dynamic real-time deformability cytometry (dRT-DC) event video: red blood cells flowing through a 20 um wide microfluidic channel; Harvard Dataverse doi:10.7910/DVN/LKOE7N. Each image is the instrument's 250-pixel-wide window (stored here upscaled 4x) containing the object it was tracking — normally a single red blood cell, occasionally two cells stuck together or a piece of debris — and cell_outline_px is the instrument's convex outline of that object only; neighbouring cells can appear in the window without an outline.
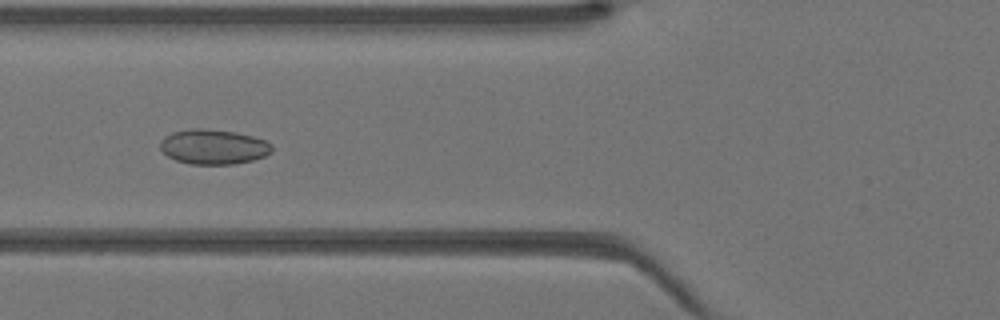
{"species": "Egyptian fruit bat (a non-hibernating species)", "species_latin": "Rousettus aegyptiacus", "temperature_condition": "warm", "stored_images_in_passage": 44, "camera_frame_rate_fps": 3000, "um_per_image_px": 0.085, "animal": {"sex": "female"}, "frame": {"image": 1, "passage_image": 17, "time_ms": 5.333, "image_size_px": [1000, 320], "cell_outline_px": [[272, 152], [264, 156], [252, 160], [232, 164], [188, 164], [176, 160], [168, 156], [160, 148], [160, 140], [164, 136], [172, 132], [196, 128], [200, 128], [236, 132], [252, 136], [264, 140], [272, 144]], "centroid_in_image_um": [18.13, 12.48], "position_along_channel_um": 107.7, "area_um2": 22.66}}
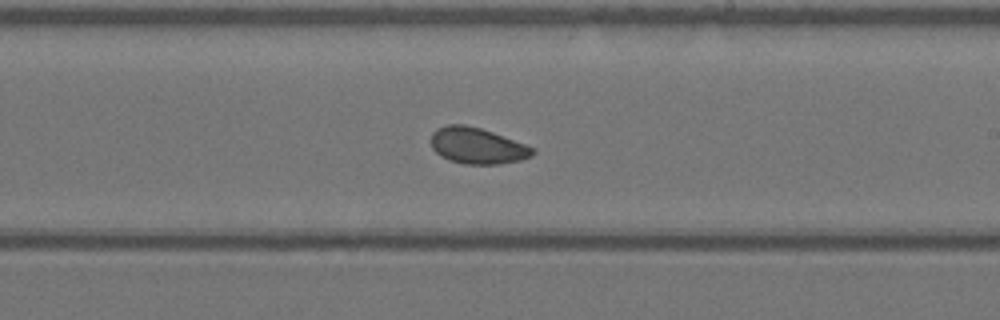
{"frame": {"image": 2, "passage_image": 26, "time_ms": 8.333, "image_size_px": [1000, 320], "cell_outline_px": [[536, 152], [532, 156], [520, 160], [500, 164], [464, 164], [448, 160], [440, 156], [432, 148], [432, 132], [436, 128], [448, 124], [464, 124], [480, 128], [492, 132], [524, 144], [532, 148]], "centroid_in_image_um": [40.53, 12.39], "position_along_channel_um": 248.5, "area_um2": 21.33}}
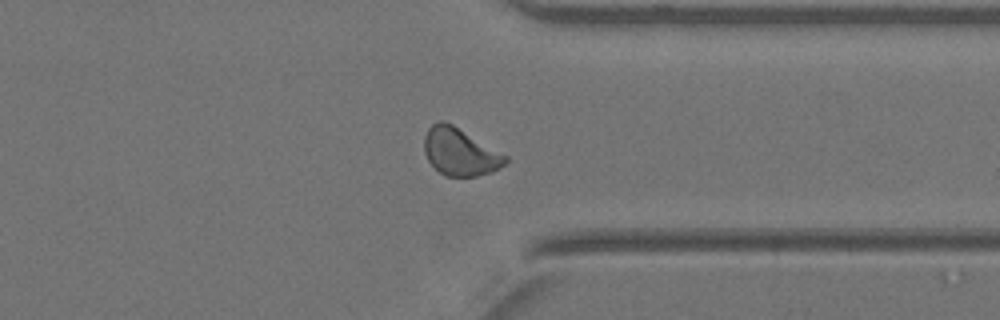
{"frame": {"image": 3, "passage_image": 34, "time_ms": 11.0, "image_size_px": [1000, 320], "cell_outline_px": [[508, 160], [500, 168], [492, 172], [476, 176], [444, 176], [428, 160], [424, 152], [424, 136], [428, 128], [436, 120], [444, 120], [452, 124], [508, 156]], "centroid_in_image_um": [39.09, 12.9], "position_along_channel_um": 372.3, "area_um2": 22.43}}